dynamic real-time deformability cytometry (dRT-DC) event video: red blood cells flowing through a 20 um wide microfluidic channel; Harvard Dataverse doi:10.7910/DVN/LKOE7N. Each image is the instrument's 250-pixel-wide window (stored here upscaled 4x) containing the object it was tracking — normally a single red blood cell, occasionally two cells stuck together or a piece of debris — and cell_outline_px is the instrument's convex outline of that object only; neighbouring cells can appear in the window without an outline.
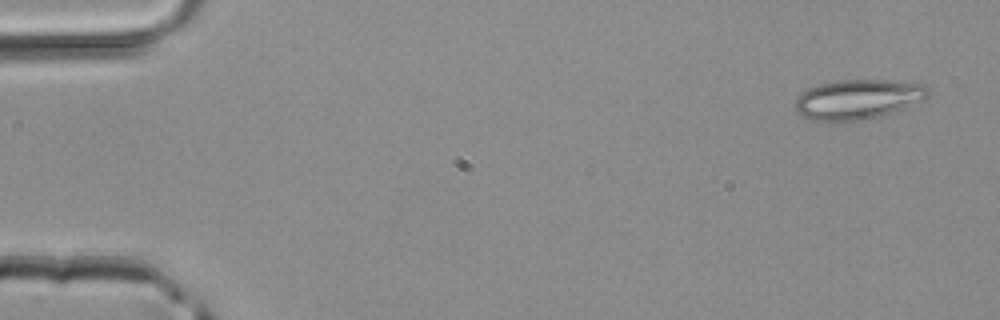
{"species": "common noctule bat (a hibernating species)", "species_latin": "Nyctalus noctula", "temperature_condition": "room temperature", "stored_images_in_passage": 4, "camera_frame_rate_fps": 3000, "um_per_image_px": 0.085, "animal": {"sex": "male", "body_mass_g": 20.4}, "frame": {"image": 1, "passage_image": 1, "time_ms": 0.0, "image_size_px": [1000, 320], "cell_outline_px": [[928, 96], [924, 100], [880, 116], [856, 120], [828, 124], [812, 120], [796, 112], [796, 96], [808, 88], [820, 84], [836, 80], [884, 80], [924, 84], [928, 88]], "centroid_in_image_um": [72.86, 8.46], "position_along_channel_um": 12.1, "area_um2": 30.98}}